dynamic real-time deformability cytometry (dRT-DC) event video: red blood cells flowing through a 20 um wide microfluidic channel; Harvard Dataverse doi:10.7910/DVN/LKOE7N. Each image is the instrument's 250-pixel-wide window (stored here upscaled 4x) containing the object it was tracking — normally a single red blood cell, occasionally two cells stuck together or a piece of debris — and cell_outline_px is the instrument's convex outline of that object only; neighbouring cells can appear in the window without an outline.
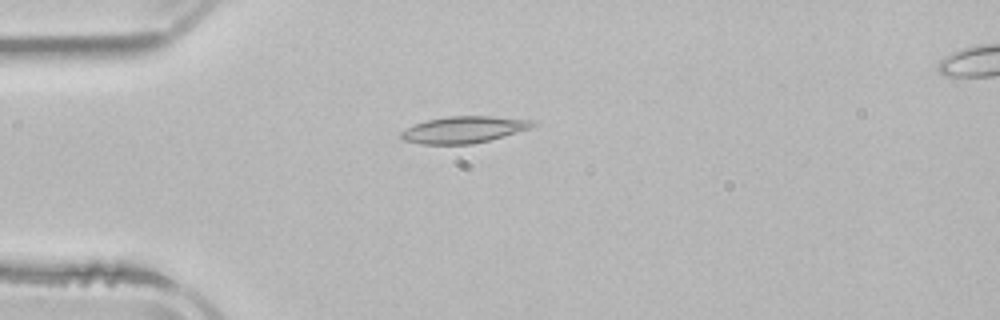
{"species": "common noctule bat (a hibernating species)", "species_latin": "Nyctalus noctula", "temperature_condition": "room temperature", "stored_images_in_passage": 3, "camera_frame_rate_fps": 3000, "um_per_image_px": 0.085, "animal": {"sex": "male", "body_mass_g": 21.5, "forearm_length_mm": 52.0}, "frame": {"image": 1, "passage_image": 3, "time_ms": 3.0, "image_size_px": [1000, 320], "cell_outline_px": [[536, 124], [528, 128], [504, 136], [472, 144], [420, 144], [404, 140], [400, 136], [400, 132], [416, 124], [428, 120], [448, 116], [492, 116], [536, 120]], "centroid_in_image_um": [39.43, 11.01], "position_along_channel_um": 45.6, "area_um2": 20.23}}